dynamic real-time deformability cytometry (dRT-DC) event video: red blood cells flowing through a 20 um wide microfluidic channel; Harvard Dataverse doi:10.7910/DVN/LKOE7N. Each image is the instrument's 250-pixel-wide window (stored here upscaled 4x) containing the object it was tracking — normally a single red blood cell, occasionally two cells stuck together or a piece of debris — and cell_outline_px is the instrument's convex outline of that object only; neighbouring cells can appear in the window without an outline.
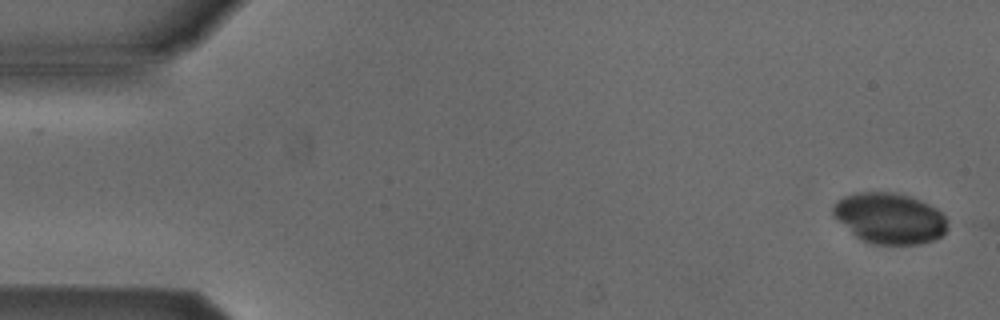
{"species": "Egyptian fruit bat (a non-hibernating species)", "species_latin": "Rousettus aegyptiacus", "temperature_condition": "cold", "stored_images_in_passage": 3, "camera_frame_rate_fps": 3000, "um_per_image_px": 0.085, "animal": {"sex": "male"}, "frame": {"image": 1, "passage_image": 1, "time_ms": 0.0, "image_size_px": [1000, 320], "cell_outline_px": [[948, 228], [940, 236], [932, 240], [920, 244], [872, 244], [856, 236], [832, 216], [832, 208], [836, 200], [844, 196], [856, 192], [892, 192], [908, 196], [920, 200], [936, 208], [948, 220]], "centroid_in_image_um": [75.59, 18.54], "position_along_channel_um": 9.4, "area_um2": 33.87}}